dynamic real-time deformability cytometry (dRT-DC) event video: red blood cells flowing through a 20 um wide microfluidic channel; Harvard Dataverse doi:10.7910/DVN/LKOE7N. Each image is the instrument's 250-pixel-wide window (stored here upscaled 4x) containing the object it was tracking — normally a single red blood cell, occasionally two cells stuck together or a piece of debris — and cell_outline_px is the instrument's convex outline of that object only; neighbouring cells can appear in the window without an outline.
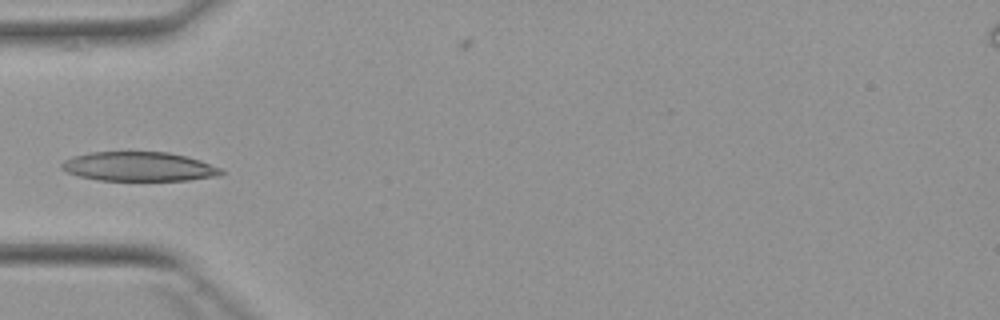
{"species": "Egyptian fruit bat (a non-hibernating species)", "species_latin": "Rousettus aegyptiacus", "temperature_condition": "warm", "stored_images_in_passage": 4, "camera_frame_rate_fps": 3000, "um_per_image_px": 0.085, "animal": {"sex": "female"}, "frame": {"image": 1, "passage_image": 4, "time_ms": 5.0, "image_size_px": [1000, 320], "cell_outline_px": [[224, 172], [220, 176], [188, 180], [96, 180], [80, 176], [68, 172], [60, 168], [60, 164], [64, 160], [76, 156], [92, 152], [168, 152], [200, 160], [220, 168]], "centroid_in_image_um": [11.81, 14.16], "position_along_channel_um": 73.2, "area_um2": 26.99}}